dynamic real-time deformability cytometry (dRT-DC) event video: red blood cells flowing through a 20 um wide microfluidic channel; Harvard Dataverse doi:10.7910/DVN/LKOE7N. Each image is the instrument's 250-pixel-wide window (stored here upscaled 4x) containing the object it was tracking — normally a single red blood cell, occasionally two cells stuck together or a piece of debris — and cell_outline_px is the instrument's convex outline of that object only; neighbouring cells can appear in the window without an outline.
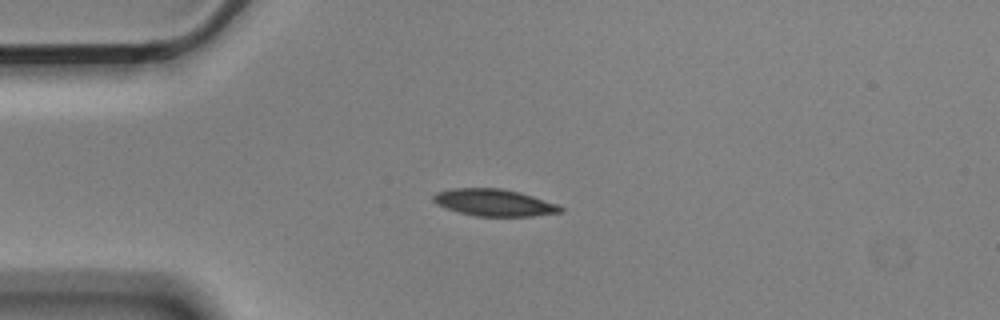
{"species": "Egyptian fruit bat (a non-hibernating species)", "species_latin": "Rousettus aegyptiacus", "temperature_condition": "cold", "stored_images_in_passage": 43, "camera_frame_rate_fps": 3000, "um_per_image_px": 0.085, "animal": {"sex": "male"}, "frame": {"image": 1, "passage_image": 1, "time_ms": 0.0, "image_size_px": [1000, 320], "cell_outline_px": [[564, 212], [532, 216], [476, 216], [460, 212], [436, 204], [432, 200], [432, 196], [436, 192], [452, 188], [500, 188], [520, 192], [556, 204], [564, 208]], "centroid_in_image_um": [42.0, 17.21], "position_along_channel_um": 43.0, "area_um2": 19.88}}
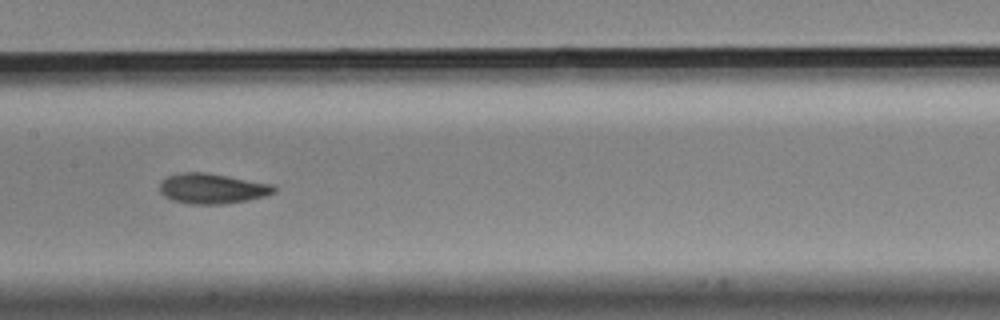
{"frame": {"image": 2, "passage_image": 15, "time_ms": 4.667, "image_size_px": [1000, 320], "cell_outline_px": [[276, 192], [264, 196], [248, 200], [224, 204], [188, 204], [172, 200], [164, 196], [160, 192], [160, 180], [168, 176], [180, 172], [208, 172], [276, 184]], "centroid_in_image_um": [18.06, 16.01], "position_along_channel_um": 189.3, "area_um2": 20.58}}
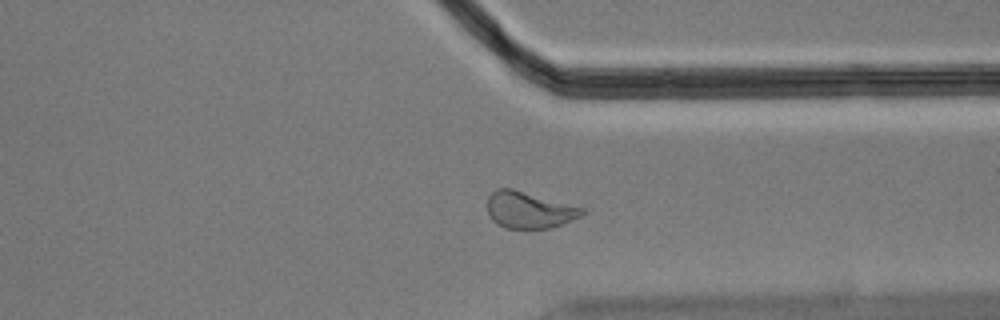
{"frame": {"image": 3, "passage_image": 30, "time_ms": 9.667, "image_size_px": [1000, 320], "cell_outline_px": [[584, 212], [580, 216], [560, 224], [548, 228], [504, 228], [496, 224], [492, 220], [488, 212], [488, 196], [496, 188], [512, 188], [584, 208]], "centroid_in_image_um": [44.92, 17.84], "position_along_channel_um": 366.5, "area_um2": 19.94}, "authors_computed_cell_mechanics": {"area_um2": 20.519, "velocity_mm_per_s": 3.5495, "shape_relaxation_time_tau1_ms": 4.2762, "shape_relaxation_time_tau2_ms": 2.9946, "deformation_change_tau1": 0.1277, "deformation_change_tau2": 0.0786}}